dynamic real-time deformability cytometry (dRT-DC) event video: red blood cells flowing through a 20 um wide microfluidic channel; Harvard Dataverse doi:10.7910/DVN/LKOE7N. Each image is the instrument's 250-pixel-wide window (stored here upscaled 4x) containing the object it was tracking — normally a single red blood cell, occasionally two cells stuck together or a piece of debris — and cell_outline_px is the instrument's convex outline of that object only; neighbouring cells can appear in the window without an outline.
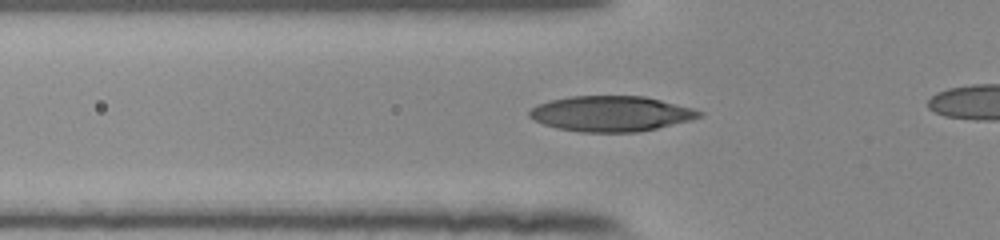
{"species": "human", "species_latin": "Homo sapiens", "temperature_condition": "room temperature", "stored_images_in_passage": 41, "camera_frame_rate_fps": 3000, "um_per_image_px": 0.085, "donor": {"sex": "female"}, "frame": {"image": 1, "passage_image": 13, "time_ms": 4.0, "image_size_px": [1000, 240], "cell_outline_px": [[704, 116], [692, 120], [640, 132], [580, 132], [556, 128], [544, 124], [528, 116], [528, 112], [536, 104], [568, 96], [644, 96], [692, 108], [704, 112]], "centroid_in_image_um": [51.95, 9.67], "position_along_channel_um": 73.8, "area_um2": 35.14}}
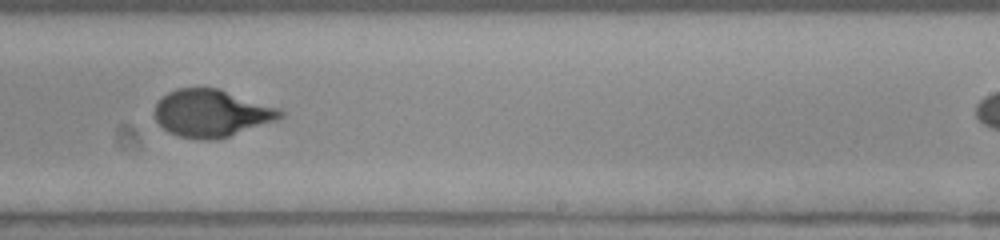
{"frame": {"image": 2, "passage_image": 28, "time_ms": 9.0, "image_size_px": [1000, 240], "cell_outline_px": [[284, 116], [276, 120], [228, 136], [212, 140], [200, 140], [180, 136], [168, 132], [156, 120], [152, 112], [156, 104], [168, 92], [176, 88], [220, 88], [280, 108], [284, 112]], "centroid_in_image_um": [17.97, 9.61], "position_along_channel_um": 271.0, "area_um2": 34.68}}
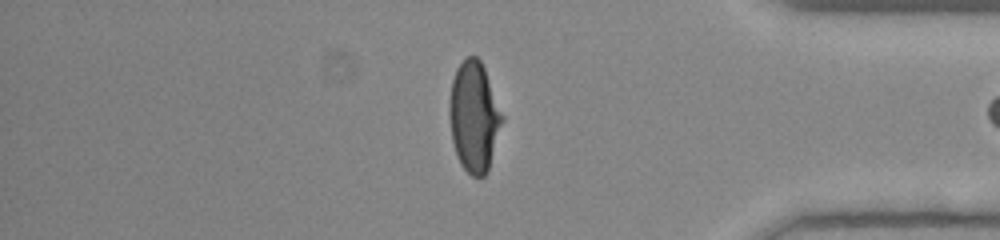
{"frame": {"image": 3, "passage_image": 39, "time_ms": 12.667, "image_size_px": [1000, 240], "cell_outline_px": [[504, 120], [488, 172], [484, 176], [472, 176], [460, 164], [456, 156], [452, 140], [448, 116], [448, 104], [452, 80], [456, 68], [468, 56], [476, 56], [480, 60], [484, 68], [504, 116]], "centroid_in_image_um": [40.29, 9.94], "position_along_channel_um": 394.9, "area_um2": 34.28}, "authors_computed_cell_mechanics": {"area_um2": 34.2754, "velocity_mm_per_s": 3.9444, "shape_relaxation_time_tau1_ms": 4.0849, "shape_relaxation_time_tau2_ms": null, "deformation_change_tau1": 0.211, "deformation_change_tau2": null}}